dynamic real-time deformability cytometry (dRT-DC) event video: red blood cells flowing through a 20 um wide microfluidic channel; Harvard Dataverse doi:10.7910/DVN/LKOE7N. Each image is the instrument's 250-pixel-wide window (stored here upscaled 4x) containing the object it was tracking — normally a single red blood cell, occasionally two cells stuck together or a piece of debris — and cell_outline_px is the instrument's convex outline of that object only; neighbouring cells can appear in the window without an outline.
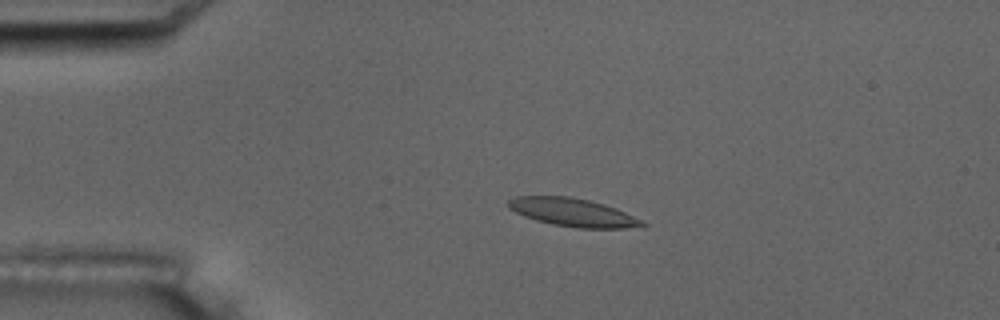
{"species": "common noctule bat (a hibernating species)", "species_latin": "Nyctalus noctula", "temperature_condition": "room temperature", "stored_images_in_passage": 5, "camera_frame_rate_fps": 3000, "um_per_image_px": 0.085, "animal": {"sex": "male", "body_mass_g": 17.5, "forearm_length_mm": 52.3}, "frame": {"image": 1, "passage_image": 4, "time_ms": 3.667, "image_size_px": [1000, 320], "cell_outline_px": [[648, 224], [644, 228], [576, 228], [552, 224], [536, 220], [524, 216], [508, 208], [508, 200], [516, 196], [568, 196], [588, 200], [604, 204], [616, 208], [644, 220]], "centroid_in_image_um": [48.76, 18.07], "position_along_channel_um": 36.2, "area_um2": 22.2}}